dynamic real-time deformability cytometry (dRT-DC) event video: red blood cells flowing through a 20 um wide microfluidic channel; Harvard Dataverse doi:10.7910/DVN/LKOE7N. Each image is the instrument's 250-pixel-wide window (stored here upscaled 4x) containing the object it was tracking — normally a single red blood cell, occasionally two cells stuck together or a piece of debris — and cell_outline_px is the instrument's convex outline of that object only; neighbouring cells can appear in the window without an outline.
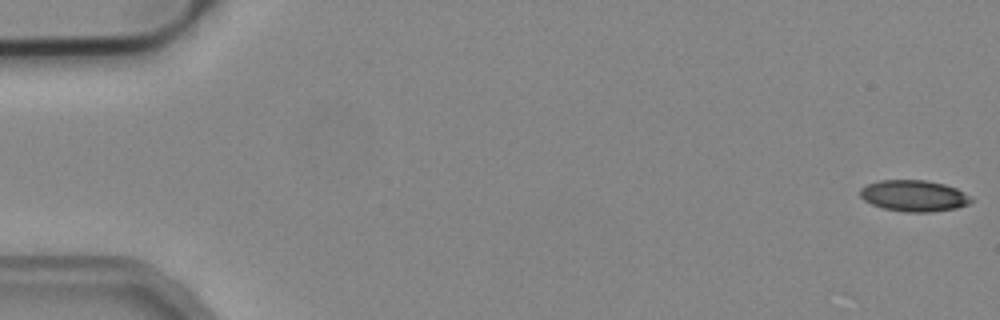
{"species": "common noctule bat (a hibernating species)", "species_latin": "Nyctalus noctula", "temperature_condition": "cold", "stored_images_in_passage": 6, "camera_frame_rate_fps": 3000, "um_per_image_px": 0.085, "animal": {"sex": "male", "body_mass_g": 19.2, "forearm_length_mm": 51.8}, "frame": {"image": 1, "passage_image": 1, "time_ms": 0.0, "image_size_px": [1000, 320], "cell_outline_px": [[976, 200], [968, 204], [956, 208], [932, 212], [904, 212], [884, 208], [872, 204], [864, 200], [860, 196], [860, 188], [868, 184], [880, 180], [924, 180], [944, 184], [956, 188], [972, 196]], "centroid_in_image_um": [77.72, 16.64], "position_along_channel_um": 7.3, "area_um2": 20.35}}
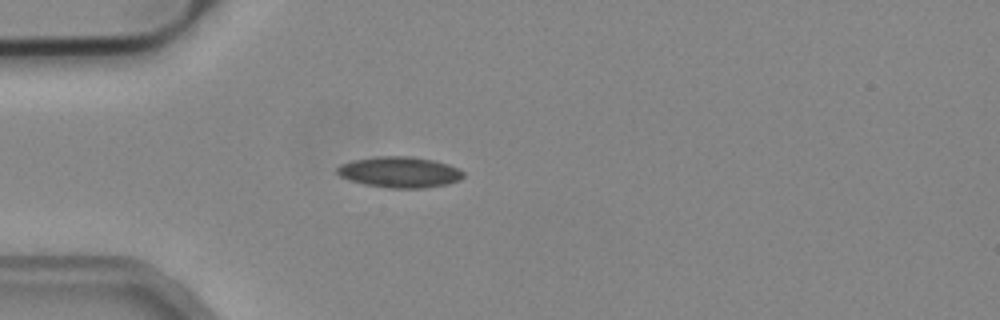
{"frame": {"image": 2, "passage_image": 5, "time_ms": 1.333, "image_size_px": [1000, 320], "cell_outline_px": [[464, 176], [460, 180], [448, 184], [424, 188], [388, 188], [364, 184], [348, 180], [340, 176], [336, 172], [336, 168], [340, 164], [352, 160], [376, 156], [412, 156], [432, 160], [448, 164], [460, 168], [464, 172]], "centroid_in_image_um": [33.96, 14.63], "position_along_channel_um": 51.0, "area_um2": 23.0}}